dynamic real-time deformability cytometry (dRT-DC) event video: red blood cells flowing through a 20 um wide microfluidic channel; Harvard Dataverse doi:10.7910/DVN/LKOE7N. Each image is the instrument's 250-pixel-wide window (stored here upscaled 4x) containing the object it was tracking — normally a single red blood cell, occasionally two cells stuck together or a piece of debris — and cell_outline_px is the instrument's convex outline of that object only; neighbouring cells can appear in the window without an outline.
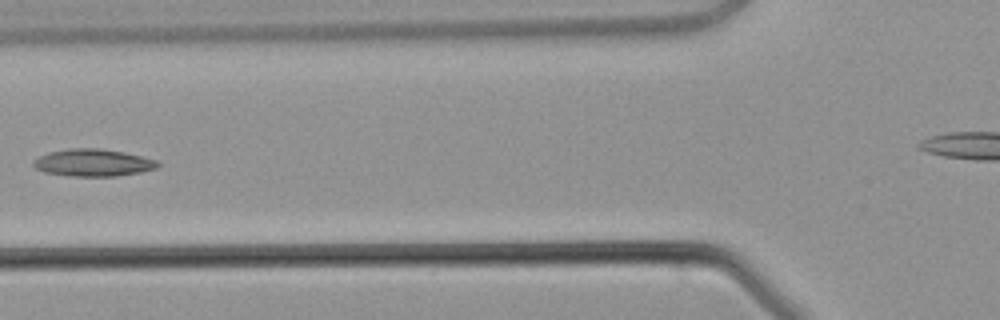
{"species": "common noctule bat (a hibernating species)", "species_latin": "Nyctalus noctula", "temperature_condition": "warm", "stored_images_in_passage": 4, "camera_frame_rate_fps": 3000, "um_per_image_px": 0.085, "animal": {"sex": "male", "body_mass_g": 21.5, "forearm_length_mm": 52.0}, "frame": {"image": 1, "passage_image": 4, "time_ms": 4.667, "image_size_px": [1000, 320], "cell_outline_px": [[160, 164], [156, 168], [140, 172], [116, 176], [68, 176], [44, 172], [36, 168], [32, 164], [32, 160], [48, 152], [72, 148], [100, 148], [124, 152], [156, 160]], "centroid_in_image_um": [7.88, 13.83], "position_along_channel_um": 117.9, "area_um2": 19.71}}